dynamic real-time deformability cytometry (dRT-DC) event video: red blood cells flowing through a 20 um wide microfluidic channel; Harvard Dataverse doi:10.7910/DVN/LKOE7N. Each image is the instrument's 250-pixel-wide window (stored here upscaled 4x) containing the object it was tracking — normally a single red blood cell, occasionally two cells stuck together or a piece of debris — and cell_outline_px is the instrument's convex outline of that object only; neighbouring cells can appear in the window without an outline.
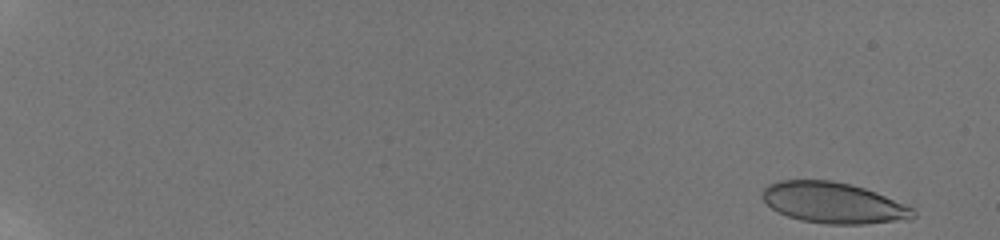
{"species": "human", "species_latin": "Homo sapiens", "temperature_condition": "room temperature", "stored_images_in_passage": 9, "camera_frame_rate_fps": 3000, "um_per_image_px": 0.085, "donor": {"sex": "male"}, "frame": {"image": 1, "passage_image": 1, "time_ms": 0.0, "image_size_px": [1000, 240], "cell_outline_px": [[916, 216], [912, 220], [864, 224], [824, 224], [800, 220], [776, 212], [760, 196], [764, 188], [768, 184], [780, 180], [832, 180], [852, 184], [876, 192], [912, 208], [916, 212]], "centroid_in_image_um": [70.84, 17.25], "position_along_channel_um": 14.2, "area_um2": 36.24}}
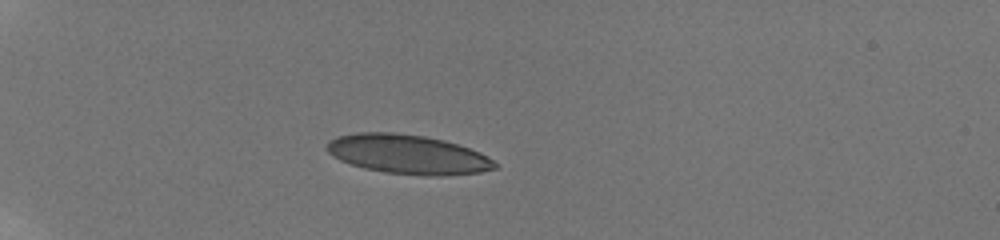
{"frame": {"image": 2, "passage_image": 7, "time_ms": 5.333, "image_size_px": [1000, 240], "cell_outline_px": [[496, 168], [480, 172], [440, 176], [424, 176], [384, 172], [364, 168], [340, 160], [332, 156], [324, 148], [328, 140], [336, 136], [356, 132], [396, 132], [424, 136], [444, 140], [480, 152], [488, 156], [496, 164]], "centroid_in_image_um": [34.61, 13.11], "position_along_channel_um": 50.4, "area_um2": 38.67}}